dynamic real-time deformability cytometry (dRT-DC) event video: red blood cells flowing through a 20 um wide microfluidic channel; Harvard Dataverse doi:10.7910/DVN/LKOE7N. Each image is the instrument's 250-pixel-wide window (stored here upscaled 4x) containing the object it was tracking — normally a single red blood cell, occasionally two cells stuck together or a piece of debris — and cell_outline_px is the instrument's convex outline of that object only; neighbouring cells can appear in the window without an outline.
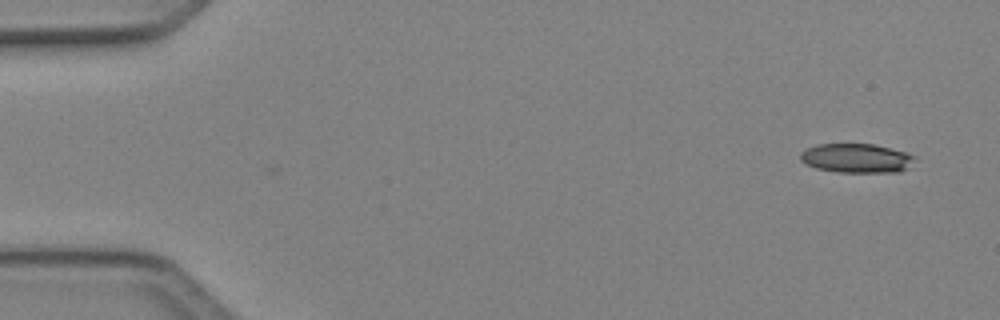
{"species": "Egyptian fruit bat (a non-hibernating species)", "species_latin": "Rousettus aegyptiacus", "temperature_condition": "cold", "stored_images_in_passage": 17, "camera_frame_rate_fps": 3000, "um_per_image_px": 0.085, "animal": {"sex": "female"}, "frame": {"image": 1, "passage_image": 1, "time_ms": 0.0, "image_size_px": [1000, 320], "cell_outline_px": [[916, 156], [908, 168], [900, 172], [836, 172], [816, 168], [804, 164], [800, 160], [800, 152], [816, 144], [876, 144], [908, 152]], "centroid_in_image_um": [72.81, 13.44], "position_along_channel_um": 12.2, "area_um2": 19.71}}
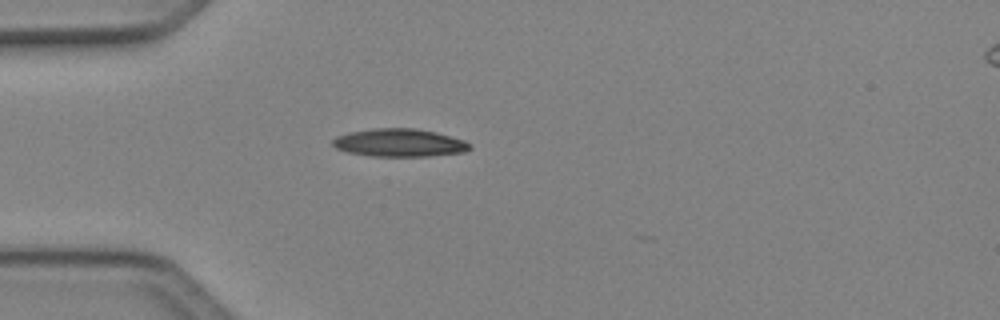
{"frame": {"image": 2, "passage_image": 12, "time_ms": 3.667, "image_size_px": [1000, 320], "cell_outline_px": [[472, 148], [464, 152], [428, 156], [372, 156], [348, 152], [336, 148], [332, 144], [332, 140], [336, 136], [348, 132], [372, 128], [416, 128], [436, 132], [464, 140]], "centroid_in_image_um": [33.92, 12.12], "position_along_channel_um": 51.1, "area_um2": 22.31}}
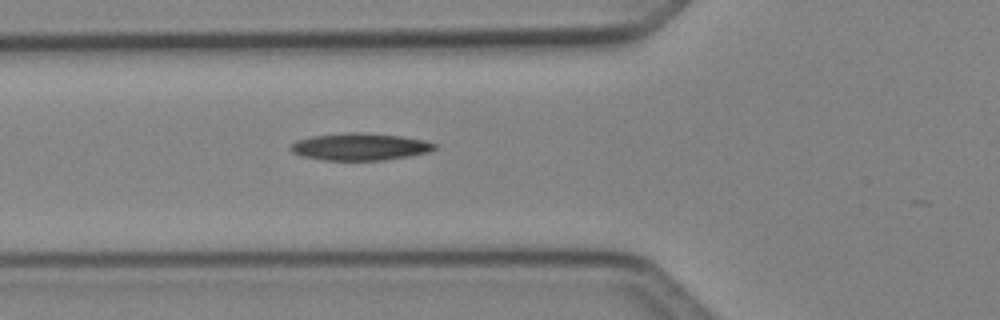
{"frame": {"image": 3, "passage_image": 16, "time_ms": 5.0, "image_size_px": [1000, 320], "cell_outline_px": [[436, 148], [428, 152], [408, 156], [384, 160], [324, 160], [300, 156], [292, 152], [288, 148], [296, 140], [312, 136], [348, 132], [364, 132], [404, 136], [424, 140], [436, 144]], "centroid_in_image_um": [30.57, 12.46], "position_along_channel_um": 95.2, "area_um2": 22.95}}